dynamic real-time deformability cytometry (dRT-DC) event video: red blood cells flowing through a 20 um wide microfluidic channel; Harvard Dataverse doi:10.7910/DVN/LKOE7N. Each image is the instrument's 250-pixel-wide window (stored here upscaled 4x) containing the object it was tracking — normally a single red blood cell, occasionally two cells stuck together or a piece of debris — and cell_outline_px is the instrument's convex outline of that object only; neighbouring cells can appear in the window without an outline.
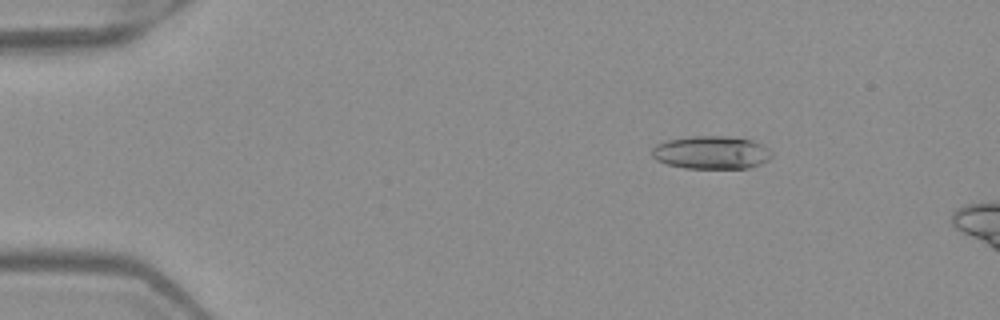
{"species": "Egyptian fruit bat (a non-hibernating species)", "species_latin": "Rousettus aegyptiacus", "temperature_condition": "warm", "stored_images_in_passage": 14, "camera_frame_rate_fps": 3000, "um_per_image_px": 0.085, "frame": {"image": 1, "passage_image": 8, "time_ms": 2.333, "image_size_px": [1000, 320], "cell_outline_px": [[772, 156], [768, 160], [760, 164], [748, 168], [684, 168], [668, 164], [656, 160], [652, 156], [652, 148], [656, 144], [668, 140], [692, 136], [724, 136], [752, 140], [768, 148], [772, 152]], "centroid_in_image_um": [60.46, 12.96], "position_along_channel_um": 24.5, "area_um2": 23.0}}